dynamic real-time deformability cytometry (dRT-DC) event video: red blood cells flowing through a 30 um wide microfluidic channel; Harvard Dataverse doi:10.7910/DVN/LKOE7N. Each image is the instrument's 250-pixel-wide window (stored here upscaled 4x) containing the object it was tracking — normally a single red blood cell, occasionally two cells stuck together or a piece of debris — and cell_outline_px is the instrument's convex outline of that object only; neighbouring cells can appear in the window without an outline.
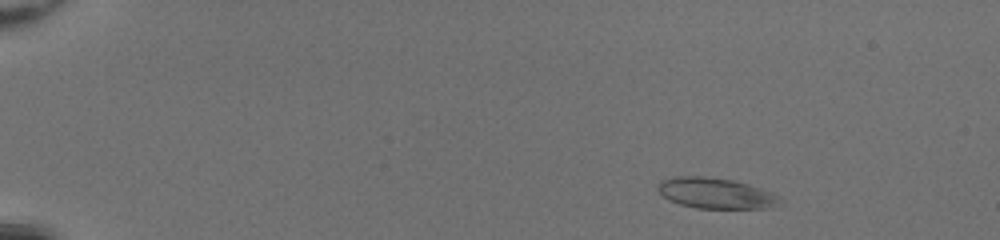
{"species": "common noctule bat (a hibernating species)", "species_latin": "Nyctalus noctula", "temperature_condition": "room temperature", "stored_images_in_passage": 46, "camera_frame_rate_fps": 3000, "um_per_image_px": 0.085, "animal": {"sex": "female", "body_mass_g": 20.0, "forearm_length_mm": 54.0}, "frame": {"image": 1, "passage_image": 3, "time_ms": 0.667, "image_size_px": [1000, 240], "cell_outline_px": [[784, 204], [768, 208], [696, 208], [680, 204], [668, 200], [656, 188], [656, 184], [672, 176], [704, 176], [732, 180], [748, 184], [772, 192], [780, 196]], "centroid_in_image_um": [60.87, 16.43], "position_along_channel_um": 24.1, "area_um2": 22.02}}
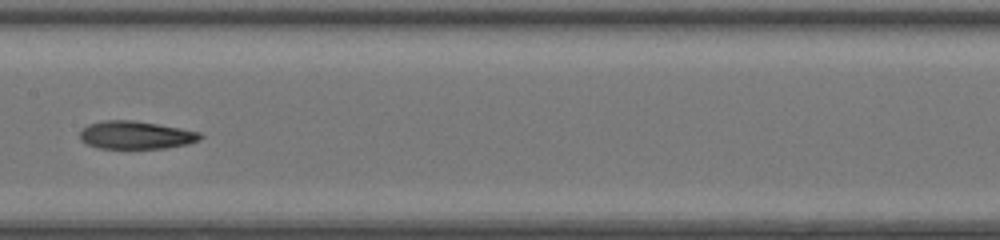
{"frame": {"image": 2, "passage_image": 24, "time_ms": 7.667, "image_size_px": [1000, 240], "cell_outline_px": [[204, 136], [200, 140], [188, 144], [168, 148], [100, 148], [88, 144], [80, 140], [80, 132], [88, 124], [104, 120], [132, 120], [180, 128], [200, 132]], "centroid_in_image_um": [11.57, 11.48], "position_along_channel_um": 195.8, "area_um2": 19.54}}
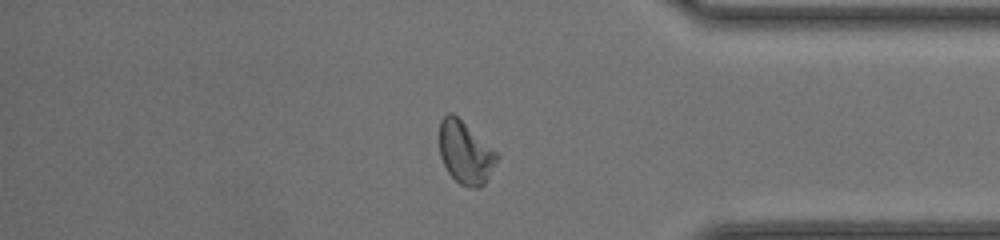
{"frame": {"image": 3, "passage_image": 39, "time_ms": 12.667, "image_size_px": [1000, 240], "cell_outline_px": [[500, 156], [484, 184], [480, 188], [472, 188], [460, 184], [448, 172], [440, 156], [440, 120], [448, 112], [452, 112], [496, 152]], "centroid_in_image_um": [39.55, 12.99], "position_along_channel_um": 395.7, "area_um2": 20.58}, "authors_computed_cell_mechanics": {"area_um2": 20.6635, "velocity_mm_per_s": 4.2713, "shape_relaxation_time_tau1_ms": 10.9603, "shape_relaxation_time_tau2_ms": 2.9866, "deformation_change_tau1": 0.2831, "deformation_change_tau2": 0.1019}}